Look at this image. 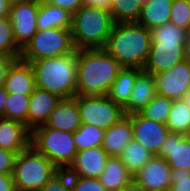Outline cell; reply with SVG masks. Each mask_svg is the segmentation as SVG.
<instances>
[{
	"mask_svg": "<svg viewBox=\"0 0 190 191\" xmlns=\"http://www.w3.org/2000/svg\"><path fill=\"white\" fill-rule=\"evenodd\" d=\"M122 68L105 49L77 50L76 95H107Z\"/></svg>",
	"mask_w": 190,
	"mask_h": 191,
	"instance_id": "1",
	"label": "cell"
},
{
	"mask_svg": "<svg viewBox=\"0 0 190 191\" xmlns=\"http://www.w3.org/2000/svg\"><path fill=\"white\" fill-rule=\"evenodd\" d=\"M150 46V30L137 22H121L114 23L104 49L123 68L143 69Z\"/></svg>",
	"mask_w": 190,
	"mask_h": 191,
	"instance_id": "2",
	"label": "cell"
},
{
	"mask_svg": "<svg viewBox=\"0 0 190 191\" xmlns=\"http://www.w3.org/2000/svg\"><path fill=\"white\" fill-rule=\"evenodd\" d=\"M36 88L61 99L76 96L77 50L75 53L30 62Z\"/></svg>",
	"mask_w": 190,
	"mask_h": 191,
	"instance_id": "3",
	"label": "cell"
},
{
	"mask_svg": "<svg viewBox=\"0 0 190 191\" xmlns=\"http://www.w3.org/2000/svg\"><path fill=\"white\" fill-rule=\"evenodd\" d=\"M114 21L111 13L91 6H81L71 20V35L76 50L104 49Z\"/></svg>",
	"mask_w": 190,
	"mask_h": 191,
	"instance_id": "4",
	"label": "cell"
},
{
	"mask_svg": "<svg viewBox=\"0 0 190 191\" xmlns=\"http://www.w3.org/2000/svg\"><path fill=\"white\" fill-rule=\"evenodd\" d=\"M60 170L32 145L17 154L13 168L16 191H40Z\"/></svg>",
	"mask_w": 190,
	"mask_h": 191,
	"instance_id": "5",
	"label": "cell"
},
{
	"mask_svg": "<svg viewBox=\"0 0 190 191\" xmlns=\"http://www.w3.org/2000/svg\"><path fill=\"white\" fill-rule=\"evenodd\" d=\"M31 145L59 170H66L78 152L73 133L48 128L45 125L31 132Z\"/></svg>",
	"mask_w": 190,
	"mask_h": 191,
	"instance_id": "6",
	"label": "cell"
},
{
	"mask_svg": "<svg viewBox=\"0 0 190 191\" xmlns=\"http://www.w3.org/2000/svg\"><path fill=\"white\" fill-rule=\"evenodd\" d=\"M75 52L71 29L52 28L44 31L37 30L29 43L22 49L20 59L30 63Z\"/></svg>",
	"mask_w": 190,
	"mask_h": 191,
	"instance_id": "7",
	"label": "cell"
},
{
	"mask_svg": "<svg viewBox=\"0 0 190 191\" xmlns=\"http://www.w3.org/2000/svg\"><path fill=\"white\" fill-rule=\"evenodd\" d=\"M77 104L82 124L94 125L106 130L117 123L125 113L123 108L107 95H77Z\"/></svg>",
	"mask_w": 190,
	"mask_h": 191,
	"instance_id": "8",
	"label": "cell"
},
{
	"mask_svg": "<svg viewBox=\"0 0 190 191\" xmlns=\"http://www.w3.org/2000/svg\"><path fill=\"white\" fill-rule=\"evenodd\" d=\"M39 0L11 5L9 18L16 44L23 49L37 32Z\"/></svg>",
	"mask_w": 190,
	"mask_h": 191,
	"instance_id": "9",
	"label": "cell"
},
{
	"mask_svg": "<svg viewBox=\"0 0 190 191\" xmlns=\"http://www.w3.org/2000/svg\"><path fill=\"white\" fill-rule=\"evenodd\" d=\"M156 94L182 100L190 89V63L184 59L167 71L153 74Z\"/></svg>",
	"mask_w": 190,
	"mask_h": 191,
	"instance_id": "10",
	"label": "cell"
},
{
	"mask_svg": "<svg viewBox=\"0 0 190 191\" xmlns=\"http://www.w3.org/2000/svg\"><path fill=\"white\" fill-rule=\"evenodd\" d=\"M131 119L133 139L152 154L158 155L170 133L166 124L143 117L140 113L127 115Z\"/></svg>",
	"mask_w": 190,
	"mask_h": 191,
	"instance_id": "11",
	"label": "cell"
},
{
	"mask_svg": "<svg viewBox=\"0 0 190 191\" xmlns=\"http://www.w3.org/2000/svg\"><path fill=\"white\" fill-rule=\"evenodd\" d=\"M185 43H151L143 71L156 74L171 69L185 59Z\"/></svg>",
	"mask_w": 190,
	"mask_h": 191,
	"instance_id": "12",
	"label": "cell"
},
{
	"mask_svg": "<svg viewBox=\"0 0 190 191\" xmlns=\"http://www.w3.org/2000/svg\"><path fill=\"white\" fill-rule=\"evenodd\" d=\"M109 155L102 146L77 152L73 162L65 170L70 176L99 178Z\"/></svg>",
	"mask_w": 190,
	"mask_h": 191,
	"instance_id": "13",
	"label": "cell"
},
{
	"mask_svg": "<svg viewBox=\"0 0 190 191\" xmlns=\"http://www.w3.org/2000/svg\"><path fill=\"white\" fill-rule=\"evenodd\" d=\"M134 180L147 191L171 187L172 169L166 159L153 156L135 175Z\"/></svg>",
	"mask_w": 190,
	"mask_h": 191,
	"instance_id": "14",
	"label": "cell"
},
{
	"mask_svg": "<svg viewBox=\"0 0 190 191\" xmlns=\"http://www.w3.org/2000/svg\"><path fill=\"white\" fill-rule=\"evenodd\" d=\"M157 156L166 159L171 169L190 170V138L170 132Z\"/></svg>",
	"mask_w": 190,
	"mask_h": 191,
	"instance_id": "15",
	"label": "cell"
},
{
	"mask_svg": "<svg viewBox=\"0 0 190 191\" xmlns=\"http://www.w3.org/2000/svg\"><path fill=\"white\" fill-rule=\"evenodd\" d=\"M81 125L77 95L60 99L45 123L48 128L71 133H74Z\"/></svg>",
	"mask_w": 190,
	"mask_h": 191,
	"instance_id": "16",
	"label": "cell"
},
{
	"mask_svg": "<svg viewBox=\"0 0 190 191\" xmlns=\"http://www.w3.org/2000/svg\"><path fill=\"white\" fill-rule=\"evenodd\" d=\"M60 99L48 91L36 88L30 94L27 128L32 132L35 128L45 125Z\"/></svg>",
	"mask_w": 190,
	"mask_h": 191,
	"instance_id": "17",
	"label": "cell"
},
{
	"mask_svg": "<svg viewBox=\"0 0 190 191\" xmlns=\"http://www.w3.org/2000/svg\"><path fill=\"white\" fill-rule=\"evenodd\" d=\"M3 87L10 94L30 95L36 89L30 63L21 59L15 60L8 68Z\"/></svg>",
	"mask_w": 190,
	"mask_h": 191,
	"instance_id": "18",
	"label": "cell"
},
{
	"mask_svg": "<svg viewBox=\"0 0 190 191\" xmlns=\"http://www.w3.org/2000/svg\"><path fill=\"white\" fill-rule=\"evenodd\" d=\"M30 145L31 131L25 124L0 117V148L18 154Z\"/></svg>",
	"mask_w": 190,
	"mask_h": 191,
	"instance_id": "19",
	"label": "cell"
},
{
	"mask_svg": "<svg viewBox=\"0 0 190 191\" xmlns=\"http://www.w3.org/2000/svg\"><path fill=\"white\" fill-rule=\"evenodd\" d=\"M156 95L155 79L152 74L141 71L133 86L131 98L123 108L125 115L139 113Z\"/></svg>",
	"mask_w": 190,
	"mask_h": 191,
	"instance_id": "20",
	"label": "cell"
},
{
	"mask_svg": "<svg viewBox=\"0 0 190 191\" xmlns=\"http://www.w3.org/2000/svg\"><path fill=\"white\" fill-rule=\"evenodd\" d=\"M133 139L131 119L125 115L104 131L102 148L109 156L118 157Z\"/></svg>",
	"mask_w": 190,
	"mask_h": 191,
	"instance_id": "21",
	"label": "cell"
},
{
	"mask_svg": "<svg viewBox=\"0 0 190 191\" xmlns=\"http://www.w3.org/2000/svg\"><path fill=\"white\" fill-rule=\"evenodd\" d=\"M99 180L107 191H120L134 180V175L128 171L119 157L109 156Z\"/></svg>",
	"mask_w": 190,
	"mask_h": 191,
	"instance_id": "22",
	"label": "cell"
},
{
	"mask_svg": "<svg viewBox=\"0 0 190 191\" xmlns=\"http://www.w3.org/2000/svg\"><path fill=\"white\" fill-rule=\"evenodd\" d=\"M173 0H145L137 23L148 30L170 22Z\"/></svg>",
	"mask_w": 190,
	"mask_h": 191,
	"instance_id": "23",
	"label": "cell"
},
{
	"mask_svg": "<svg viewBox=\"0 0 190 191\" xmlns=\"http://www.w3.org/2000/svg\"><path fill=\"white\" fill-rule=\"evenodd\" d=\"M72 14L58 6L39 0L37 29L44 31L52 28L71 29Z\"/></svg>",
	"mask_w": 190,
	"mask_h": 191,
	"instance_id": "24",
	"label": "cell"
},
{
	"mask_svg": "<svg viewBox=\"0 0 190 191\" xmlns=\"http://www.w3.org/2000/svg\"><path fill=\"white\" fill-rule=\"evenodd\" d=\"M141 71L140 68H122L111 85L107 96L124 108L131 98L133 86Z\"/></svg>",
	"mask_w": 190,
	"mask_h": 191,
	"instance_id": "25",
	"label": "cell"
},
{
	"mask_svg": "<svg viewBox=\"0 0 190 191\" xmlns=\"http://www.w3.org/2000/svg\"><path fill=\"white\" fill-rule=\"evenodd\" d=\"M153 156L143 145L132 139L118 157L128 171L135 175Z\"/></svg>",
	"mask_w": 190,
	"mask_h": 191,
	"instance_id": "26",
	"label": "cell"
},
{
	"mask_svg": "<svg viewBox=\"0 0 190 191\" xmlns=\"http://www.w3.org/2000/svg\"><path fill=\"white\" fill-rule=\"evenodd\" d=\"M110 13L114 23L137 22L145 0H110Z\"/></svg>",
	"mask_w": 190,
	"mask_h": 191,
	"instance_id": "27",
	"label": "cell"
},
{
	"mask_svg": "<svg viewBox=\"0 0 190 191\" xmlns=\"http://www.w3.org/2000/svg\"><path fill=\"white\" fill-rule=\"evenodd\" d=\"M166 126L171 133L189 134L190 110L183 100H174Z\"/></svg>",
	"mask_w": 190,
	"mask_h": 191,
	"instance_id": "28",
	"label": "cell"
},
{
	"mask_svg": "<svg viewBox=\"0 0 190 191\" xmlns=\"http://www.w3.org/2000/svg\"><path fill=\"white\" fill-rule=\"evenodd\" d=\"M104 131L94 125L82 124L74 133L73 141L77 151L102 145Z\"/></svg>",
	"mask_w": 190,
	"mask_h": 191,
	"instance_id": "29",
	"label": "cell"
},
{
	"mask_svg": "<svg viewBox=\"0 0 190 191\" xmlns=\"http://www.w3.org/2000/svg\"><path fill=\"white\" fill-rule=\"evenodd\" d=\"M174 100L156 94L153 100L139 113L148 119L166 124Z\"/></svg>",
	"mask_w": 190,
	"mask_h": 191,
	"instance_id": "30",
	"label": "cell"
},
{
	"mask_svg": "<svg viewBox=\"0 0 190 191\" xmlns=\"http://www.w3.org/2000/svg\"><path fill=\"white\" fill-rule=\"evenodd\" d=\"M151 43H185L189 31L167 22L150 30Z\"/></svg>",
	"mask_w": 190,
	"mask_h": 191,
	"instance_id": "31",
	"label": "cell"
},
{
	"mask_svg": "<svg viewBox=\"0 0 190 191\" xmlns=\"http://www.w3.org/2000/svg\"><path fill=\"white\" fill-rule=\"evenodd\" d=\"M30 95L10 94L7 96L5 118L19 121L27 127Z\"/></svg>",
	"mask_w": 190,
	"mask_h": 191,
	"instance_id": "32",
	"label": "cell"
},
{
	"mask_svg": "<svg viewBox=\"0 0 190 191\" xmlns=\"http://www.w3.org/2000/svg\"><path fill=\"white\" fill-rule=\"evenodd\" d=\"M22 49L16 44L9 16L0 18V54L20 59Z\"/></svg>",
	"mask_w": 190,
	"mask_h": 191,
	"instance_id": "33",
	"label": "cell"
},
{
	"mask_svg": "<svg viewBox=\"0 0 190 191\" xmlns=\"http://www.w3.org/2000/svg\"><path fill=\"white\" fill-rule=\"evenodd\" d=\"M170 22L190 31V0H173Z\"/></svg>",
	"mask_w": 190,
	"mask_h": 191,
	"instance_id": "34",
	"label": "cell"
},
{
	"mask_svg": "<svg viewBox=\"0 0 190 191\" xmlns=\"http://www.w3.org/2000/svg\"><path fill=\"white\" fill-rule=\"evenodd\" d=\"M72 191H107L99 178L70 176Z\"/></svg>",
	"mask_w": 190,
	"mask_h": 191,
	"instance_id": "35",
	"label": "cell"
},
{
	"mask_svg": "<svg viewBox=\"0 0 190 191\" xmlns=\"http://www.w3.org/2000/svg\"><path fill=\"white\" fill-rule=\"evenodd\" d=\"M40 191H72L70 175L65 170L55 174Z\"/></svg>",
	"mask_w": 190,
	"mask_h": 191,
	"instance_id": "36",
	"label": "cell"
},
{
	"mask_svg": "<svg viewBox=\"0 0 190 191\" xmlns=\"http://www.w3.org/2000/svg\"><path fill=\"white\" fill-rule=\"evenodd\" d=\"M171 191H190V170L172 169Z\"/></svg>",
	"mask_w": 190,
	"mask_h": 191,
	"instance_id": "37",
	"label": "cell"
},
{
	"mask_svg": "<svg viewBox=\"0 0 190 191\" xmlns=\"http://www.w3.org/2000/svg\"><path fill=\"white\" fill-rule=\"evenodd\" d=\"M17 153L0 148V174L13 173Z\"/></svg>",
	"mask_w": 190,
	"mask_h": 191,
	"instance_id": "38",
	"label": "cell"
},
{
	"mask_svg": "<svg viewBox=\"0 0 190 191\" xmlns=\"http://www.w3.org/2000/svg\"><path fill=\"white\" fill-rule=\"evenodd\" d=\"M46 3L58 6L67 10L69 13L74 14L81 6H83V0H42Z\"/></svg>",
	"mask_w": 190,
	"mask_h": 191,
	"instance_id": "39",
	"label": "cell"
},
{
	"mask_svg": "<svg viewBox=\"0 0 190 191\" xmlns=\"http://www.w3.org/2000/svg\"><path fill=\"white\" fill-rule=\"evenodd\" d=\"M14 61V58L0 54V87L4 86L8 68Z\"/></svg>",
	"mask_w": 190,
	"mask_h": 191,
	"instance_id": "40",
	"label": "cell"
},
{
	"mask_svg": "<svg viewBox=\"0 0 190 191\" xmlns=\"http://www.w3.org/2000/svg\"><path fill=\"white\" fill-rule=\"evenodd\" d=\"M0 191H16L12 173L0 174Z\"/></svg>",
	"mask_w": 190,
	"mask_h": 191,
	"instance_id": "41",
	"label": "cell"
},
{
	"mask_svg": "<svg viewBox=\"0 0 190 191\" xmlns=\"http://www.w3.org/2000/svg\"><path fill=\"white\" fill-rule=\"evenodd\" d=\"M85 6L97 7L110 12V0H83Z\"/></svg>",
	"mask_w": 190,
	"mask_h": 191,
	"instance_id": "42",
	"label": "cell"
},
{
	"mask_svg": "<svg viewBox=\"0 0 190 191\" xmlns=\"http://www.w3.org/2000/svg\"><path fill=\"white\" fill-rule=\"evenodd\" d=\"M8 93L3 86L0 87V117L5 118V109Z\"/></svg>",
	"mask_w": 190,
	"mask_h": 191,
	"instance_id": "43",
	"label": "cell"
},
{
	"mask_svg": "<svg viewBox=\"0 0 190 191\" xmlns=\"http://www.w3.org/2000/svg\"><path fill=\"white\" fill-rule=\"evenodd\" d=\"M11 5L8 0H0V18L8 17Z\"/></svg>",
	"mask_w": 190,
	"mask_h": 191,
	"instance_id": "44",
	"label": "cell"
},
{
	"mask_svg": "<svg viewBox=\"0 0 190 191\" xmlns=\"http://www.w3.org/2000/svg\"><path fill=\"white\" fill-rule=\"evenodd\" d=\"M120 191H147L142 185L138 184L135 180L127 184Z\"/></svg>",
	"mask_w": 190,
	"mask_h": 191,
	"instance_id": "45",
	"label": "cell"
},
{
	"mask_svg": "<svg viewBox=\"0 0 190 191\" xmlns=\"http://www.w3.org/2000/svg\"><path fill=\"white\" fill-rule=\"evenodd\" d=\"M184 57L190 63V31L184 44Z\"/></svg>",
	"mask_w": 190,
	"mask_h": 191,
	"instance_id": "46",
	"label": "cell"
},
{
	"mask_svg": "<svg viewBox=\"0 0 190 191\" xmlns=\"http://www.w3.org/2000/svg\"><path fill=\"white\" fill-rule=\"evenodd\" d=\"M182 100L190 110V89L185 93Z\"/></svg>",
	"mask_w": 190,
	"mask_h": 191,
	"instance_id": "47",
	"label": "cell"
},
{
	"mask_svg": "<svg viewBox=\"0 0 190 191\" xmlns=\"http://www.w3.org/2000/svg\"><path fill=\"white\" fill-rule=\"evenodd\" d=\"M28 1H31V0H8V3L10 5H15V4H20V3H25V2H28Z\"/></svg>",
	"mask_w": 190,
	"mask_h": 191,
	"instance_id": "48",
	"label": "cell"
},
{
	"mask_svg": "<svg viewBox=\"0 0 190 191\" xmlns=\"http://www.w3.org/2000/svg\"><path fill=\"white\" fill-rule=\"evenodd\" d=\"M151 191H171V188H163V189H156V190H151Z\"/></svg>",
	"mask_w": 190,
	"mask_h": 191,
	"instance_id": "49",
	"label": "cell"
}]
</instances>
